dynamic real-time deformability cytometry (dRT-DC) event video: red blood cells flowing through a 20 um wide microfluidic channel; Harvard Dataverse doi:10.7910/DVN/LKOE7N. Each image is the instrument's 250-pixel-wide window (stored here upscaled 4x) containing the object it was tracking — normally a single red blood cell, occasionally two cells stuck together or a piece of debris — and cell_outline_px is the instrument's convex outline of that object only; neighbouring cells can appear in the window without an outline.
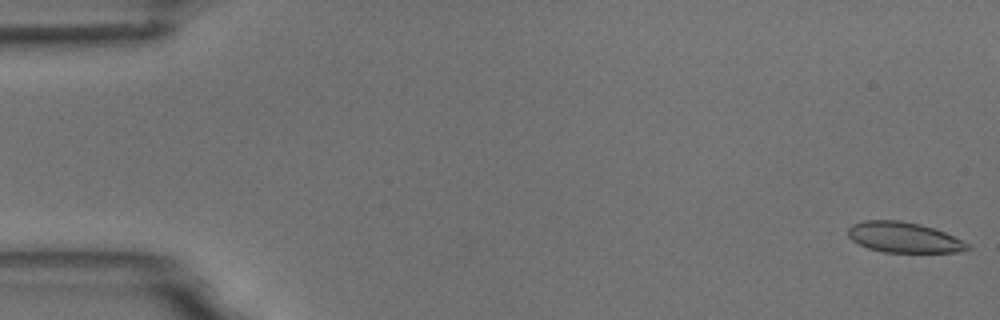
{"species": "common noctule bat (a hibernating species)", "species_latin": "Nyctalus noctula", "temperature_condition": "room temperature", "stored_images_in_passage": 55, "camera_frame_rate_fps": 3000, "um_per_image_px": 0.085, "animal": {"sex": "male", "body_mass_g": 18.8}, "frame": {"image": 1, "passage_image": 1, "time_ms": 0.0, "image_size_px": [1000, 320], "cell_outline_px": [[972, 248], [960, 252], [884, 252], [868, 248], [852, 240], [848, 236], [848, 228], [852, 224], [864, 220], [900, 220], [920, 224], [944, 232], [968, 244]], "centroid_in_image_um": [76.8, 20.17], "position_along_channel_um": 8.2, "area_um2": 21.04}}
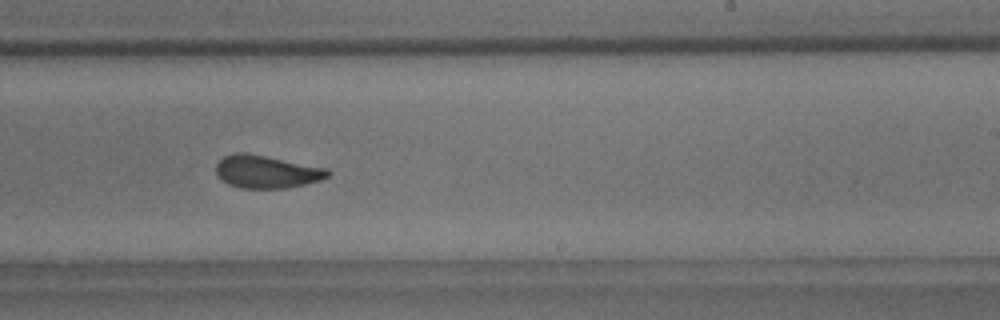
{"frame": {"image": 2, "passage_image": 34, "time_ms": 11.0, "image_size_px": [1000, 320], "cell_outline_px": [[332, 172], [328, 176], [320, 180], [288, 188], [240, 188], [228, 184], [216, 172], [216, 164], [224, 156], [236, 152], [248, 152], [328, 168]], "centroid_in_image_um": [22.68, 14.58], "position_along_channel_um": 266.3, "area_um2": 21.44}}
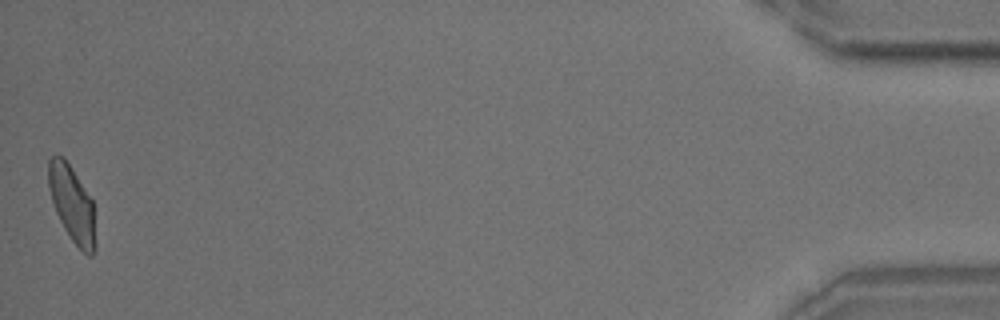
{"frame": {"image": 3, "passage_image": 55, "time_ms": 18.0, "image_size_px": [1000, 320], "cell_outline_px": [[96, 248], [92, 256], [88, 256], [72, 240], [64, 228], [56, 212], [48, 188], [48, 160], [56, 152], [64, 156], [92, 200], [96, 244]], "centroid_in_image_um": [6.11, 17.3], "position_along_channel_um": 429.1, "area_um2": 20.81}, "authors_computed_cell_mechanics": {"area_um2": 21.6172, "velocity_mm_per_s": 3.655, "shape_relaxation_time_tau1_ms": 6.5655, "shape_relaxation_time_tau2_ms": 1.5033, "deformation_change_tau1": 0.151, "deformation_change_tau2": 0.0664}}